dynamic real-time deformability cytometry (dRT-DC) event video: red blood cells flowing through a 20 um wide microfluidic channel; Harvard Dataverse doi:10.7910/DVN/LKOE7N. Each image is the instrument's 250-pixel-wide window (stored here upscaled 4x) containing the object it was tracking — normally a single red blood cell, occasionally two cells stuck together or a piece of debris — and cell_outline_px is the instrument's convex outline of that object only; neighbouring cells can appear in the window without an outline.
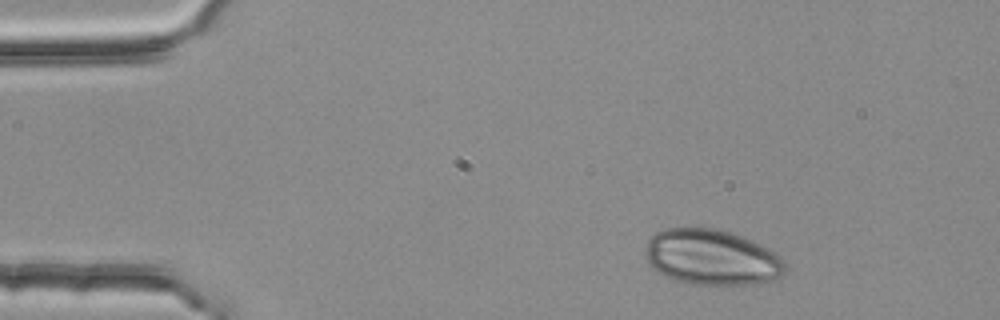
{"species": "common noctule bat (a hibernating species)", "species_latin": "Nyctalus noctula", "temperature_condition": "room temperature", "stored_images_in_passage": 2, "camera_frame_rate_fps": 3000, "um_per_image_px": 0.085, "animal": {"sex": "female", "body_mass_g": 25.1}, "frame": {"image": 1, "passage_image": 1, "time_ms": 0.0, "image_size_px": [1000, 320], "cell_outline_px": [[788, 268], [780, 276], [764, 284], [688, 284], [672, 280], [656, 272], [648, 264], [644, 256], [644, 252], [648, 240], [656, 232], [664, 228], [720, 228], [744, 236], [768, 248], [780, 256], [784, 260]], "centroid_in_image_um": [60.49, 21.87], "position_along_channel_um": 24.5, "area_um2": 46.12}}